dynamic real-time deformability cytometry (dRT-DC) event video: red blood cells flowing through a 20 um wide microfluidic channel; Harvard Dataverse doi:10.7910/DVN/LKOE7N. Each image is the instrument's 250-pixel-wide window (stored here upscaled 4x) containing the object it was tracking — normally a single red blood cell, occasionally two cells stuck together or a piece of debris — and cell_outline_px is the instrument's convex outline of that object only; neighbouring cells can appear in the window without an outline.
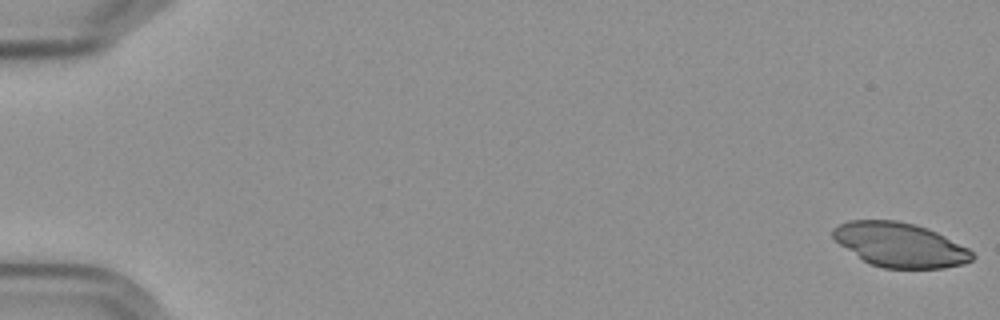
{"species": "Egyptian fruit bat (a non-hibernating species)", "species_latin": "Rousettus aegyptiacus", "temperature_condition": "cold", "stored_images_in_passage": 7, "camera_frame_rate_fps": 3000, "um_per_image_px": 0.085, "frame": {"image": 1, "passage_image": 1, "time_ms": 0.0, "image_size_px": [1000, 320], "cell_outline_px": [[976, 256], [972, 260], [964, 264], [944, 268], [884, 268], [868, 264], [840, 244], [832, 236], [832, 228], [848, 220], [896, 220], [916, 224], [928, 228], [968, 248]], "centroid_in_image_um": [76.5, 20.81], "position_along_channel_um": 8.5, "area_um2": 36.01}}